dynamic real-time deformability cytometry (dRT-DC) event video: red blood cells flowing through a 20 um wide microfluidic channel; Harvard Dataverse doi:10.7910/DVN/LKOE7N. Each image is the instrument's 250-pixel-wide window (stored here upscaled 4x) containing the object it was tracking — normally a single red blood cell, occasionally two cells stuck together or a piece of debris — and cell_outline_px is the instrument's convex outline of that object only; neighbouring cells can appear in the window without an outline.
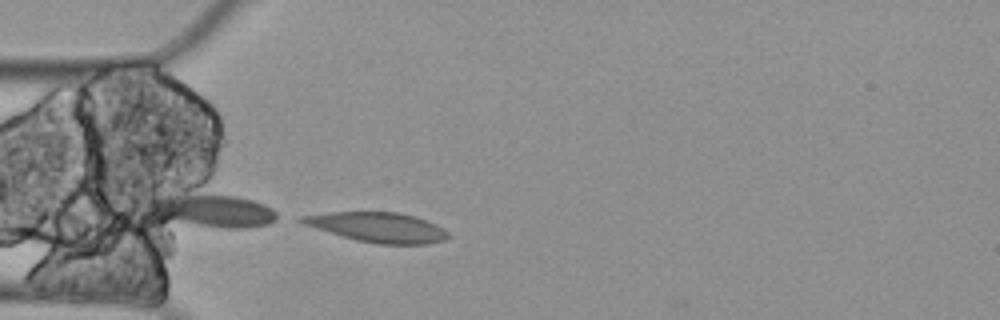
{"species": "Egyptian fruit bat (a non-hibernating species)", "species_latin": "Rousettus aegyptiacus", "temperature_condition": "cold", "stored_images_in_passage": 3, "camera_frame_rate_fps": 3000, "um_per_image_px": 0.085, "animal": {"sex": "female"}, "frame": {"image": 1, "passage_image": 3, "time_ms": 0.667, "image_size_px": [1000, 320], "cell_outline_px": [[452, 236], [444, 240], [428, 244], [376, 244], [356, 240], [340, 236], [304, 224], [296, 220], [300, 216], [328, 212], [400, 212], [416, 216], [436, 224], [444, 228]], "centroid_in_image_um": [32.13, 19.32], "position_along_channel_um": 52.9, "area_um2": 25.66}}